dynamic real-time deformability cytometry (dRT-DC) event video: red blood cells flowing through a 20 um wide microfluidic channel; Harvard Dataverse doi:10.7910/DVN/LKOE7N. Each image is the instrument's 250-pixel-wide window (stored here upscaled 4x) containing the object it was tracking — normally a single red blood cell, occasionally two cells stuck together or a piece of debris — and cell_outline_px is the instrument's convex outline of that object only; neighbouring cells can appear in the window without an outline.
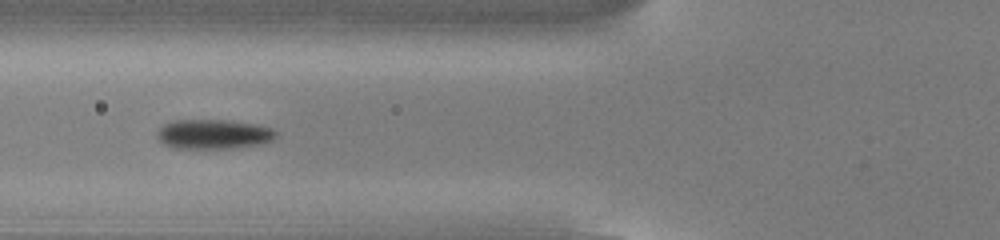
{"species": "common noctule bat (a hibernating species)", "species_latin": "Nyctalus noctula", "temperature_condition": "cold", "stored_images_in_passage": 16, "camera_frame_rate_fps": 3000, "um_per_image_px": 0.085, "animal": {"sex": "male", "body_mass_g": 13.0, "forearm_length_mm": 53.1}, "frame": {"image": 1, "passage_image": 7, "time_ms": 2.0, "image_size_px": [1000, 240], "cell_outline_px": [[276, 136], [272, 140], [260, 144], [232, 148], [172, 148], [164, 144], [160, 140], [160, 128], [164, 124], [172, 120], [228, 120], [256, 124], [272, 128], [276, 132]], "centroid_in_image_um": [18.18, 11.4], "position_along_channel_um": 107.6, "area_um2": 20.29}}
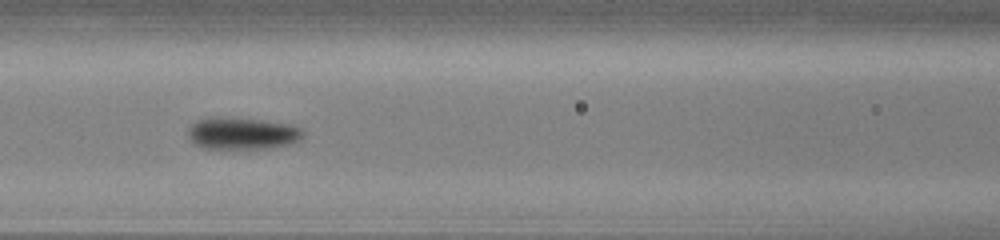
{"frame": {"image": 2, "passage_image": 10, "time_ms": 3.0, "image_size_px": [1000, 240], "cell_outline_px": [[304, 136], [288, 144], [268, 148], [204, 148], [196, 144], [188, 136], [188, 128], [196, 120], [264, 120], [292, 124], [300, 128], [304, 132]], "centroid_in_image_um": [20.65, 11.37], "position_along_channel_um": 146.0, "area_um2": 20.4}}